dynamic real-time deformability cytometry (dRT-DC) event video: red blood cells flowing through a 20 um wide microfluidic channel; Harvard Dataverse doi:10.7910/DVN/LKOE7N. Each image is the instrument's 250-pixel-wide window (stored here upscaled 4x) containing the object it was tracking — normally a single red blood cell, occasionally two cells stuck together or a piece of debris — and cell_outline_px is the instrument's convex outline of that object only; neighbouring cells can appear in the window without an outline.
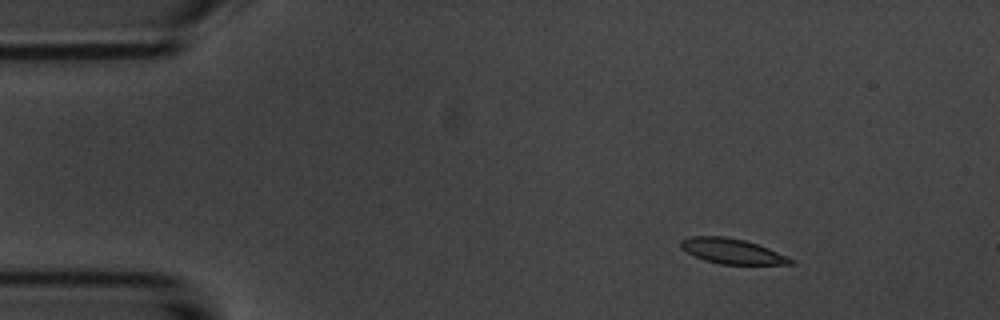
{"species": "common noctule bat (a hibernating species)", "species_latin": "Nyctalus noctula", "temperature_condition": "room temperature", "stored_images_in_passage": 7, "camera_frame_rate_fps": 3000, "um_per_image_px": 0.085, "animal": {"sex": "male", "body_mass_g": 20.1, "forearm_length_mm": 53.5}, "frame": {"image": 1, "passage_image": 3, "time_ms": 2.333, "image_size_px": [1000, 320], "cell_outline_px": [[796, 260], [792, 264], [720, 264], [704, 260], [680, 248], [680, 240], [688, 236], [724, 236], [744, 240], [768, 248], [788, 256]], "centroid_in_image_um": [62.22, 21.34], "position_along_channel_um": 22.8, "area_um2": 16.07}}
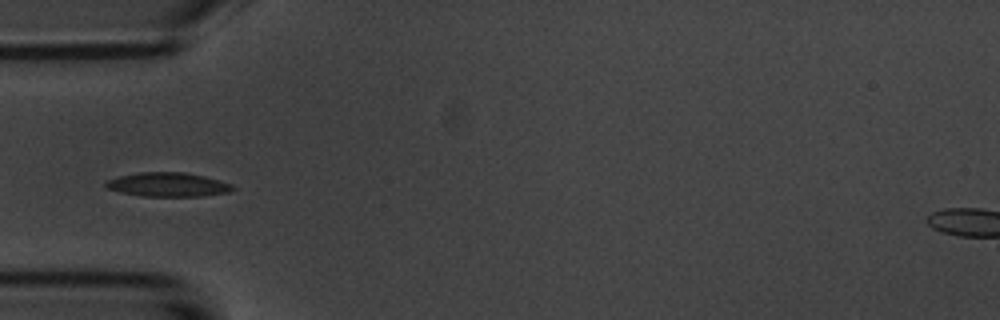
{"frame": {"image": 2, "passage_image": 6, "time_ms": 5.667, "image_size_px": [1000, 320], "cell_outline_px": [[236, 188], [228, 192], [204, 196], [140, 196], [120, 192], [108, 188], [104, 184], [108, 180], [120, 176], [140, 172], [184, 172], [204, 176], [232, 184]], "centroid_in_image_um": [14.29, 15.69], "position_along_channel_um": 70.7, "area_um2": 17.69}}